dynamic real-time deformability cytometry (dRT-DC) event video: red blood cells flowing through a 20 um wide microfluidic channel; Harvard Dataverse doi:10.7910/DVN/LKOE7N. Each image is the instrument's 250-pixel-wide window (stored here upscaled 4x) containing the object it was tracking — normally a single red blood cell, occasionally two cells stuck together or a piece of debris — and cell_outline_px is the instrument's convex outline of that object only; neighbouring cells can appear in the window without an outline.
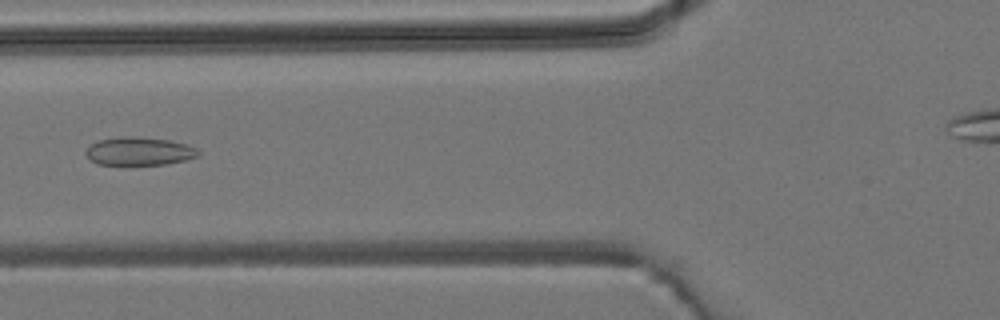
{"species": "common noctule bat (a hibernating species)", "species_latin": "Nyctalus noctula", "temperature_condition": "room temperature", "stored_images_in_passage": 5, "camera_frame_rate_fps": 3000, "um_per_image_px": 0.085, "animal": {"sex": "male", "body_mass_g": 19.2, "forearm_length_mm": 51.8}, "frame": {"image": 1, "passage_image": 5, "time_ms": 4.333, "image_size_px": [1000, 320], "cell_outline_px": [[200, 156], [188, 160], [164, 164], [96, 164], [84, 152], [92, 144], [100, 140], [120, 136], [136, 136], [168, 140], [188, 144], [196, 148], [200, 152]], "centroid_in_image_um": [11.89, 12.85], "position_along_channel_um": 113.9, "area_um2": 18.44}}